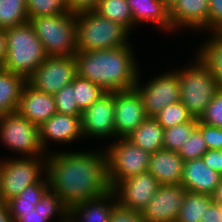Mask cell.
I'll return each mask as SVG.
<instances>
[{
	"label": "cell",
	"instance_id": "cell-1",
	"mask_svg": "<svg viewBox=\"0 0 222 222\" xmlns=\"http://www.w3.org/2000/svg\"><path fill=\"white\" fill-rule=\"evenodd\" d=\"M69 152L53 151L46 155L49 189L61 198L68 209L80 202L102 197L112 190L103 149Z\"/></svg>",
	"mask_w": 222,
	"mask_h": 222
},
{
	"label": "cell",
	"instance_id": "cell-2",
	"mask_svg": "<svg viewBox=\"0 0 222 222\" xmlns=\"http://www.w3.org/2000/svg\"><path fill=\"white\" fill-rule=\"evenodd\" d=\"M131 45L98 51H77V75L97 84L106 93L134 89L139 77Z\"/></svg>",
	"mask_w": 222,
	"mask_h": 222
},
{
	"label": "cell",
	"instance_id": "cell-3",
	"mask_svg": "<svg viewBox=\"0 0 222 222\" xmlns=\"http://www.w3.org/2000/svg\"><path fill=\"white\" fill-rule=\"evenodd\" d=\"M7 56L2 68L28 80L48 57L32 25L27 22L5 30Z\"/></svg>",
	"mask_w": 222,
	"mask_h": 222
},
{
	"label": "cell",
	"instance_id": "cell-4",
	"mask_svg": "<svg viewBox=\"0 0 222 222\" xmlns=\"http://www.w3.org/2000/svg\"><path fill=\"white\" fill-rule=\"evenodd\" d=\"M78 51H98L132 45L130 31L95 11L76 14Z\"/></svg>",
	"mask_w": 222,
	"mask_h": 222
},
{
	"label": "cell",
	"instance_id": "cell-5",
	"mask_svg": "<svg viewBox=\"0 0 222 222\" xmlns=\"http://www.w3.org/2000/svg\"><path fill=\"white\" fill-rule=\"evenodd\" d=\"M194 59L189 66L174 71L180 79V101L199 120L220 87L201 59L197 55Z\"/></svg>",
	"mask_w": 222,
	"mask_h": 222
},
{
	"label": "cell",
	"instance_id": "cell-6",
	"mask_svg": "<svg viewBox=\"0 0 222 222\" xmlns=\"http://www.w3.org/2000/svg\"><path fill=\"white\" fill-rule=\"evenodd\" d=\"M29 23L47 56H74L78 51L76 14L39 16L31 18Z\"/></svg>",
	"mask_w": 222,
	"mask_h": 222
},
{
	"label": "cell",
	"instance_id": "cell-7",
	"mask_svg": "<svg viewBox=\"0 0 222 222\" xmlns=\"http://www.w3.org/2000/svg\"><path fill=\"white\" fill-rule=\"evenodd\" d=\"M42 175L46 176V155L0 160V200L19 196L26 187L41 182Z\"/></svg>",
	"mask_w": 222,
	"mask_h": 222
},
{
	"label": "cell",
	"instance_id": "cell-8",
	"mask_svg": "<svg viewBox=\"0 0 222 222\" xmlns=\"http://www.w3.org/2000/svg\"><path fill=\"white\" fill-rule=\"evenodd\" d=\"M114 141L105 150L111 188L121 180L147 172L152 155L134 145L127 138H119Z\"/></svg>",
	"mask_w": 222,
	"mask_h": 222
},
{
	"label": "cell",
	"instance_id": "cell-9",
	"mask_svg": "<svg viewBox=\"0 0 222 222\" xmlns=\"http://www.w3.org/2000/svg\"><path fill=\"white\" fill-rule=\"evenodd\" d=\"M0 141L22 157L47 155L40 142L39 127L17 111L0 115Z\"/></svg>",
	"mask_w": 222,
	"mask_h": 222
},
{
	"label": "cell",
	"instance_id": "cell-10",
	"mask_svg": "<svg viewBox=\"0 0 222 222\" xmlns=\"http://www.w3.org/2000/svg\"><path fill=\"white\" fill-rule=\"evenodd\" d=\"M169 71L149 79L144 85L139 74L135 89L143 100L148 117H155L167 105L180 101V79L175 71Z\"/></svg>",
	"mask_w": 222,
	"mask_h": 222
},
{
	"label": "cell",
	"instance_id": "cell-11",
	"mask_svg": "<svg viewBox=\"0 0 222 222\" xmlns=\"http://www.w3.org/2000/svg\"><path fill=\"white\" fill-rule=\"evenodd\" d=\"M76 76L74 56H48L27 81L37 90L54 95Z\"/></svg>",
	"mask_w": 222,
	"mask_h": 222
},
{
	"label": "cell",
	"instance_id": "cell-12",
	"mask_svg": "<svg viewBox=\"0 0 222 222\" xmlns=\"http://www.w3.org/2000/svg\"><path fill=\"white\" fill-rule=\"evenodd\" d=\"M160 186L159 181L147 171L119 181L112 191L120 206L142 212Z\"/></svg>",
	"mask_w": 222,
	"mask_h": 222
},
{
	"label": "cell",
	"instance_id": "cell-13",
	"mask_svg": "<svg viewBox=\"0 0 222 222\" xmlns=\"http://www.w3.org/2000/svg\"><path fill=\"white\" fill-rule=\"evenodd\" d=\"M114 94L115 139L127 138L148 116L143 100L134 89Z\"/></svg>",
	"mask_w": 222,
	"mask_h": 222
},
{
	"label": "cell",
	"instance_id": "cell-14",
	"mask_svg": "<svg viewBox=\"0 0 222 222\" xmlns=\"http://www.w3.org/2000/svg\"><path fill=\"white\" fill-rule=\"evenodd\" d=\"M81 129L84 138H114V94L106 93L81 115Z\"/></svg>",
	"mask_w": 222,
	"mask_h": 222
},
{
	"label": "cell",
	"instance_id": "cell-15",
	"mask_svg": "<svg viewBox=\"0 0 222 222\" xmlns=\"http://www.w3.org/2000/svg\"><path fill=\"white\" fill-rule=\"evenodd\" d=\"M187 190L182 185H161L141 212L145 222H175Z\"/></svg>",
	"mask_w": 222,
	"mask_h": 222
},
{
	"label": "cell",
	"instance_id": "cell-16",
	"mask_svg": "<svg viewBox=\"0 0 222 222\" xmlns=\"http://www.w3.org/2000/svg\"><path fill=\"white\" fill-rule=\"evenodd\" d=\"M39 133L42 148L45 153H50L46 147L49 145L50 140L59 144H69L84 138L81 129V116H71L56 112L39 126Z\"/></svg>",
	"mask_w": 222,
	"mask_h": 222
},
{
	"label": "cell",
	"instance_id": "cell-17",
	"mask_svg": "<svg viewBox=\"0 0 222 222\" xmlns=\"http://www.w3.org/2000/svg\"><path fill=\"white\" fill-rule=\"evenodd\" d=\"M17 112L39 127L57 112L54 95L37 90L27 81Z\"/></svg>",
	"mask_w": 222,
	"mask_h": 222
},
{
	"label": "cell",
	"instance_id": "cell-18",
	"mask_svg": "<svg viewBox=\"0 0 222 222\" xmlns=\"http://www.w3.org/2000/svg\"><path fill=\"white\" fill-rule=\"evenodd\" d=\"M209 0H177L170 8L172 32L191 28L209 31Z\"/></svg>",
	"mask_w": 222,
	"mask_h": 222
},
{
	"label": "cell",
	"instance_id": "cell-19",
	"mask_svg": "<svg viewBox=\"0 0 222 222\" xmlns=\"http://www.w3.org/2000/svg\"><path fill=\"white\" fill-rule=\"evenodd\" d=\"M222 178L202 158L185 161L181 185L190 192L213 195Z\"/></svg>",
	"mask_w": 222,
	"mask_h": 222
},
{
	"label": "cell",
	"instance_id": "cell-20",
	"mask_svg": "<svg viewBox=\"0 0 222 222\" xmlns=\"http://www.w3.org/2000/svg\"><path fill=\"white\" fill-rule=\"evenodd\" d=\"M184 164L178 152L161 149L151 155L148 171L160 185H181Z\"/></svg>",
	"mask_w": 222,
	"mask_h": 222
},
{
	"label": "cell",
	"instance_id": "cell-21",
	"mask_svg": "<svg viewBox=\"0 0 222 222\" xmlns=\"http://www.w3.org/2000/svg\"><path fill=\"white\" fill-rule=\"evenodd\" d=\"M127 2L132 12L134 27L150 22L157 26L156 29H161V32L163 30L172 32L170 9L161 0H127Z\"/></svg>",
	"mask_w": 222,
	"mask_h": 222
},
{
	"label": "cell",
	"instance_id": "cell-22",
	"mask_svg": "<svg viewBox=\"0 0 222 222\" xmlns=\"http://www.w3.org/2000/svg\"><path fill=\"white\" fill-rule=\"evenodd\" d=\"M69 213L61 198L48 189L35 205L34 210L28 212H10L14 222H49L54 217L62 220ZM57 215V216H56Z\"/></svg>",
	"mask_w": 222,
	"mask_h": 222
},
{
	"label": "cell",
	"instance_id": "cell-23",
	"mask_svg": "<svg viewBox=\"0 0 222 222\" xmlns=\"http://www.w3.org/2000/svg\"><path fill=\"white\" fill-rule=\"evenodd\" d=\"M117 204L116 195L111 190L102 197L72 206L69 214L76 222H109L111 212Z\"/></svg>",
	"mask_w": 222,
	"mask_h": 222
},
{
	"label": "cell",
	"instance_id": "cell-24",
	"mask_svg": "<svg viewBox=\"0 0 222 222\" xmlns=\"http://www.w3.org/2000/svg\"><path fill=\"white\" fill-rule=\"evenodd\" d=\"M26 82L23 76L0 67V115L17 111Z\"/></svg>",
	"mask_w": 222,
	"mask_h": 222
},
{
	"label": "cell",
	"instance_id": "cell-25",
	"mask_svg": "<svg viewBox=\"0 0 222 222\" xmlns=\"http://www.w3.org/2000/svg\"><path fill=\"white\" fill-rule=\"evenodd\" d=\"M127 139L151 154L163 149L164 128L154 117H148Z\"/></svg>",
	"mask_w": 222,
	"mask_h": 222
},
{
	"label": "cell",
	"instance_id": "cell-26",
	"mask_svg": "<svg viewBox=\"0 0 222 222\" xmlns=\"http://www.w3.org/2000/svg\"><path fill=\"white\" fill-rule=\"evenodd\" d=\"M195 54L209 68L212 76L222 88V35L218 32H211L208 40L200 46Z\"/></svg>",
	"mask_w": 222,
	"mask_h": 222
},
{
	"label": "cell",
	"instance_id": "cell-27",
	"mask_svg": "<svg viewBox=\"0 0 222 222\" xmlns=\"http://www.w3.org/2000/svg\"><path fill=\"white\" fill-rule=\"evenodd\" d=\"M213 202L210 194L187 191L175 222H205L206 209Z\"/></svg>",
	"mask_w": 222,
	"mask_h": 222
},
{
	"label": "cell",
	"instance_id": "cell-28",
	"mask_svg": "<svg viewBox=\"0 0 222 222\" xmlns=\"http://www.w3.org/2000/svg\"><path fill=\"white\" fill-rule=\"evenodd\" d=\"M49 189L47 177L36 184L26 187L19 196L7 201L10 212H28L35 209L44 193Z\"/></svg>",
	"mask_w": 222,
	"mask_h": 222
},
{
	"label": "cell",
	"instance_id": "cell-29",
	"mask_svg": "<svg viewBox=\"0 0 222 222\" xmlns=\"http://www.w3.org/2000/svg\"><path fill=\"white\" fill-rule=\"evenodd\" d=\"M99 15L133 29V16L127 0H100L94 10Z\"/></svg>",
	"mask_w": 222,
	"mask_h": 222
},
{
	"label": "cell",
	"instance_id": "cell-30",
	"mask_svg": "<svg viewBox=\"0 0 222 222\" xmlns=\"http://www.w3.org/2000/svg\"><path fill=\"white\" fill-rule=\"evenodd\" d=\"M29 22L26 0H0V28L8 29Z\"/></svg>",
	"mask_w": 222,
	"mask_h": 222
},
{
	"label": "cell",
	"instance_id": "cell-31",
	"mask_svg": "<svg viewBox=\"0 0 222 222\" xmlns=\"http://www.w3.org/2000/svg\"><path fill=\"white\" fill-rule=\"evenodd\" d=\"M73 88L77 106L81 111L90 107L95 101L106 94L97 84L78 75L73 80Z\"/></svg>",
	"mask_w": 222,
	"mask_h": 222
},
{
	"label": "cell",
	"instance_id": "cell-32",
	"mask_svg": "<svg viewBox=\"0 0 222 222\" xmlns=\"http://www.w3.org/2000/svg\"><path fill=\"white\" fill-rule=\"evenodd\" d=\"M198 127V119L164 129L163 149L178 152L191 133Z\"/></svg>",
	"mask_w": 222,
	"mask_h": 222
},
{
	"label": "cell",
	"instance_id": "cell-33",
	"mask_svg": "<svg viewBox=\"0 0 222 222\" xmlns=\"http://www.w3.org/2000/svg\"><path fill=\"white\" fill-rule=\"evenodd\" d=\"M28 19L39 16L68 14L66 0H26Z\"/></svg>",
	"mask_w": 222,
	"mask_h": 222
},
{
	"label": "cell",
	"instance_id": "cell-34",
	"mask_svg": "<svg viewBox=\"0 0 222 222\" xmlns=\"http://www.w3.org/2000/svg\"><path fill=\"white\" fill-rule=\"evenodd\" d=\"M154 118L164 129L190 122L194 119L181 101L167 105Z\"/></svg>",
	"mask_w": 222,
	"mask_h": 222
},
{
	"label": "cell",
	"instance_id": "cell-35",
	"mask_svg": "<svg viewBox=\"0 0 222 222\" xmlns=\"http://www.w3.org/2000/svg\"><path fill=\"white\" fill-rule=\"evenodd\" d=\"M207 150L206 141L203 139L201 130L197 127L188 137L185 144H182L178 154L184 161H189L196 158H202Z\"/></svg>",
	"mask_w": 222,
	"mask_h": 222
},
{
	"label": "cell",
	"instance_id": "cell-36",
	"mask_svg": "<svg viewBox=\"0 0 222 222\" xmlns=\"http://www.w3.org/2000/svg\"><path fill=\"white\" fill-rule=\"evenodd\" d=\"M57 112L71 116H81L82 111L77 106L74 95L73 82L65 85L54 94Z\"/></svg>",
	"mask_w": 222,
	"mask_h": 222
},
{
	"label": "cell",
	"instance_id": "cell-37",
	"mask_svg": "<svg viewBox=\"0 0 222 222\" xmlns=\"http://www.w3.org/2000/svg\"><path fill=\"white\" fill-rule=\"evenodd\" d=\"M199 121L209 126L222 128V88L216 92Z\"/></svg>",
	"mask_w": 222,
	"mask_h": 222
},
{
	"label": "cell",
	"instance_id": "cell-38",
	"mask_svg": "<svg viewBox=\"0 0 222 222\" xmlns=\"http://www.w3.org/2000/svg\"><path fill=\"white\" fill-rule=\"evenodd\" d=\"M198 128L206 141L208 150H222V128L206 125L198 120Z\"/></svg>",
	"mask_w": 222,
	"mask_h": 222
},
{
	"label": "cell",
	"instance_id": "cell-39",
	"mask_svg": "<svg viewBox=\"0 0 222 222\" xmlns=\"http://www.w3.org/2000/svg\"><path fill=\"white\" fill-rule=\"evenodd\" d=\"M109 222H145L142 213L117 204L111 212Z\"/></svg>",
	"mask_w": 222,
	"mask_h": 222
},
{
	"label": "cell",
	"instance_id": "cell-40",
	"mask_svg": "<svg viewBox=\"0 0 222 222\" xmlns=\"http://www.w3.org/2000/svg\"><path fill=\"white\" fill-rule=\"evenodd\" d=\"M209 32H217L222 27V0H209Z\"/></svg>",
	"mask_w": 222,
	"mask_h": 222
},
{
	"label": "cell",
	"instance_id": "cell-41",
	"mask_svg": "<svg viewBox=\"0 0 222 222\" xmlns=\"http://www.w3.org/2000/svg\"><path fill=\"white\" fill-rule=\"evenodd\" d=\"M100 0H66L70 13L79 14L86 11H94Z\"/></svg>",
	"mask_w": 222,
	"mask_h": 222
},
{
	"label": "cell",
	"instance_id": "cell-42",
	"mask_svg": "<svg viewBox=\"0 0 222 222\" xmlns=\"http://www.w3.org/2000/svg\"><path fill=\"white\" fill-rule=\"evenodd\" d=\"M202 159L206 165L222 175V150H207V152L202 156Z\"/></svg>",
	"mask_w": 222,
	"mask_h": 222
},
{
	"label": "cell",
	"instance_id": "cell-43",
	"mask_svg": "<svg viewBox=\"0 0 222 222\" xmlns=\"http://www.w3.org/2000/svg\"><path fill=\"white\" fill-rule=\"evenodd\" d=\"M205 222H222V206L213 202L206 209Z\"/></svg>",
	"mask_w": 222,
	"mask_h": 222
},
{
	"label": "cell",
	"instance_id": "cell-44",
	"mask_svg": "<svg viewBox=\"0 0 222 222\" xmlns=\"http://www.w3.org/2000/svg\"><path fill=\"white\" fill-rule=\"evenodd\" d=\"M7 56V37L5 29L0 28V67L5 63Z\"/></svg>",
	"mask_w": 222,
	"mask_h": 222
},
{
	"label": "cell",
	"instance_id": "cell-45",
	"mask_svg": "<svg viewBox=\"0 0 222 222\" xmlns=\"http://www.w3.org/2000/svg\"><path fill=\"white\" fill-rule=\"evenodd\" d=\"M0 222H14L6 202L0 200Z\"/></svg>",
	"mask_w": 222,
	"mask_h": 222
},
{
	"label": "cell",
	"instance_id": "cell-46",
	"mask_svg": "<svg viewBox=\"0 0 222 222\" xmlns=\"http://www.w3.org/2000/svg\"><path fill=\"white\" fill-rule=\"evenodd\" d=\"M212 196L214 203L222 206V178L216 188L215 193Z\"/></svg>",
	"mask_w": 222,
	"mask_h": 222
},
{
	"label": "cell",
	"instance_id": "cell-47",
	"mask_svg": "<svg viewBox=\"0 0 222 222\" xmlns=\"http://www.w3.org/2000/svg\"><path fill=\"white\" fill-rule=\"evenodd\" d=\"M56 222H76V221L68 213L61 221L57 220Z\"/></svg>",
	"mask_w": 222,
	"mask_h": 222
},
{
	"label": "cell",
	"instance_id": "cell-48",
	"mask_svg": "<svg viewBox=\"0 0 222 222\" xmlns=\"http://www.w3.org/2000/svg\"><path fill=\"white\" fill-rule=\"evenodd\" d=\"M169 9L177 0H161Z\"/></svg>",
	"mask_w": 222,
	"mask_h": 222
},
{
	"label": "cell",
	"instance_id": "cell-49",
	"mask_svg": "<svg viewBox=\"0 0 222 222\" xmlns=\"http://www.w3.org/2000/svg\"><path fill=\"white\" fill-rule=\"evenodd\" d=\"M217 32L222 35V27Z\"/></svg>",
	"mask_w": 222,
	"mask_h": 222
}]
</instances>
